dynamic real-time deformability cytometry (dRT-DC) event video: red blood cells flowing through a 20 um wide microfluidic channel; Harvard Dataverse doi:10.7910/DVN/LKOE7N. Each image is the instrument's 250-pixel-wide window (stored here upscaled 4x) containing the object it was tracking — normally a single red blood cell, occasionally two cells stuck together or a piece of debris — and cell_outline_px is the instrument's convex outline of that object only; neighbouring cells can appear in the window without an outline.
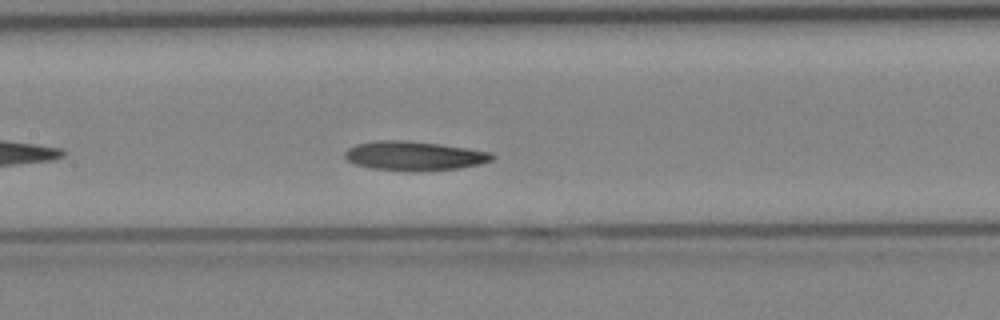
{"species": "Egyptian fruit bat (a non-hibernating species)", "species_latin": "Rousettus aegyptiacus", "temperature_condition": "cold", "stored_images_in_passage": 33, "camera_frame_rate_fps": 3000, "um_per_image_px": 0.085, "animal": {"sex": "female"}, "frame": {"image": 1, "passage_image": 10, "time_ms": 3.0, "image_size_px": [1000, 320], "cell_outline_px": [[496, 156], [492, 160], [480, 164], [460, 168], [420, 172], [416, 172], [372, 168], [352, 164], [344, 156], [344, 152], [348, 148], [356, 144], [376, 140], [408, 140], [440, 144], [468, 148], [492, 152]], "centroid_in_image_um": [35.21, 13.25], "position_along_channel_um": 172.2, "area_um2": 25.49}}